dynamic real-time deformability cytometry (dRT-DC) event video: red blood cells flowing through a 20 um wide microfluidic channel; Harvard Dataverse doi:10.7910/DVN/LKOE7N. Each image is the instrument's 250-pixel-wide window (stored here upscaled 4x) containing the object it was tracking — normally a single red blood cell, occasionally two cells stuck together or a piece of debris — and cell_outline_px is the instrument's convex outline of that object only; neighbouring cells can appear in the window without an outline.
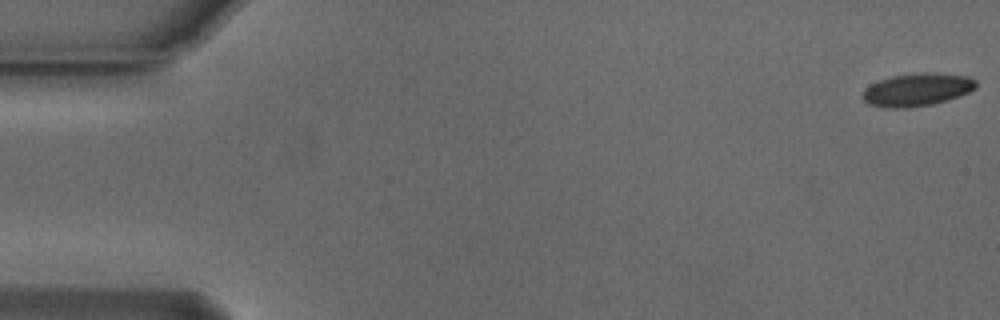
{"species": "Egyptian fruit bat (a non-hibernating species)", "species_latin": "Rousettus aegyptiacus", "temperature_condition": "cold", "stored_images_in_passage": 55, "camera_frame_rate_fps": 3000, "um_per_image_px": 0.085, "animal": {"sex": "male"}, "frame": {"image": 1, "passage_image": 1, "time_ms": 0.0, "image_size_px": [1000, 320], "cell_outline_px": [[976, 88], [960, 96], [948, 100], [932, 104], [908, 108], [888, 108], [868, 104], [860, 96], [864, 88], [880, 80], [892, 76], [916, 72], [936, 72], [968, 76], [976, 80]], "centroid_in_image_um": [77.95, 7.61], "position_along_channel_um": 7.1, "area_um2": 22.02}}
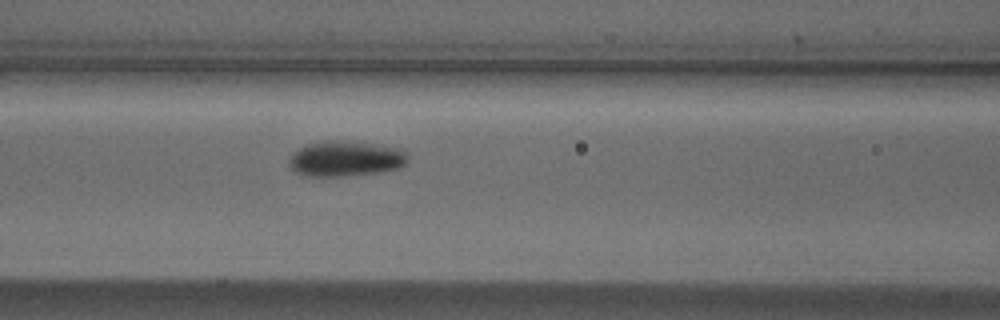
{"frame": {"image": 2, "passage_image": 23, "time_ms": 7.333, "image_size_px": [1000, 320], "cell_outline_px": [[408, 160], [404, 164], [396, 168], [380, 172], [344, 176], [300, 176], [292, 172], [288, 164], [288, 160], [292, 152], [308, 144], [328, 140], [336, 140], [372, 144], [404, 148], [408, 156]], "centroid_in_image_um": [29.32, 13.5], "position_along_channel_um": 137.3, "area_um2": 24.74}}
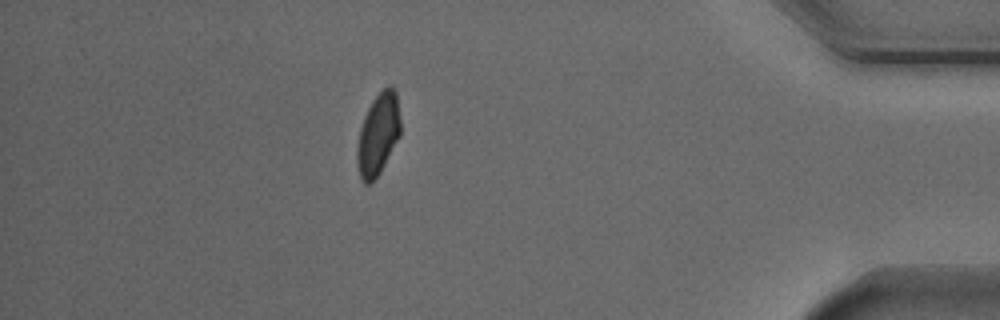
{"frame": {"image": 3, "passage_image": 48, "time_ms": 15.667, "image_size_px": [1000, 320], "cell_outline_px": [[400, 136], [380, 172], [368, 184], [364, 184], [360, 180], [356, 164], [356, 148], [360, 128], [364, 116], [372, 100], [388, 84], [392, 84], [396, 88], [400, 120]], "centroid_in_image_um": [32.13, 11.4], "position_along_channel_um": 403.1, "area_um2": 20.92}, "authors_computed_cell_mechanics": {"area_um2": 21.964, "velocity_mm_per_s": 3.7613, "shape_relaxation_time_tau1_ms": 2.3409, "shape_relaxation_time_tau2_ms": 4.5886, "deformation_change_tau1": 0.1009, "deformation_change_tau2": 0.078}}